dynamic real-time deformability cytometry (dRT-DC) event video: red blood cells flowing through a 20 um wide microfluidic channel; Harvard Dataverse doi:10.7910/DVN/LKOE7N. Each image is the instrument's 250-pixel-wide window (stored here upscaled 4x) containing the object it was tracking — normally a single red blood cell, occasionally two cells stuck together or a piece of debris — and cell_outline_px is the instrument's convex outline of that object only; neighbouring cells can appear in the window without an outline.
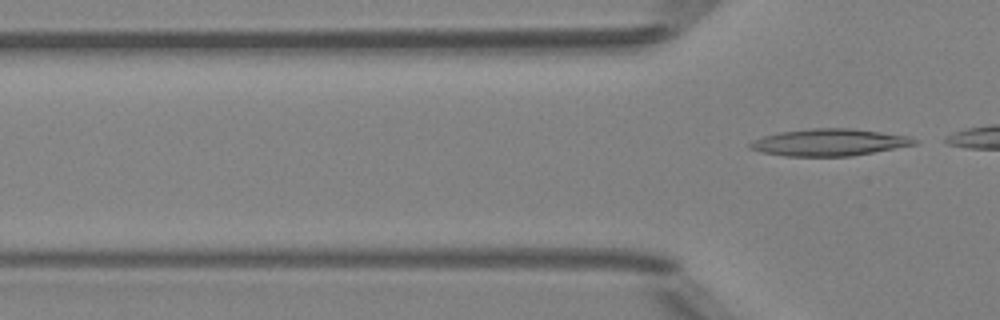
{"species": "Egyptian fruit bat (a non-hibernating species)", "species_latin": "Rousettus aegyptiacus", "temperature_condition": "room temperature", "stored_images_in_passage": 6, "segment_of_instrument_passage": [2, 2], "camera_frame_rate_fps": 3000, "um_per_image_px": 0.085, "animal": {"sex": "female"}, "frame": {"image": 1, "passage_image": 6, "time_ms": 6.667, "image_size_px": [1000, 320], "cell_outline_px": [[916, 144], [852, 156], [784, 156], [760, 152], [748, 148], [748, 144], [764, 136], [780, 132], [812, 128], [848, 128], [880, 132], [908, 136], [916, 140]], "centroid_in_image_um": [70.44, 12.11], "position_along_channel_um": 55.4, "area_um2": 25.55}}